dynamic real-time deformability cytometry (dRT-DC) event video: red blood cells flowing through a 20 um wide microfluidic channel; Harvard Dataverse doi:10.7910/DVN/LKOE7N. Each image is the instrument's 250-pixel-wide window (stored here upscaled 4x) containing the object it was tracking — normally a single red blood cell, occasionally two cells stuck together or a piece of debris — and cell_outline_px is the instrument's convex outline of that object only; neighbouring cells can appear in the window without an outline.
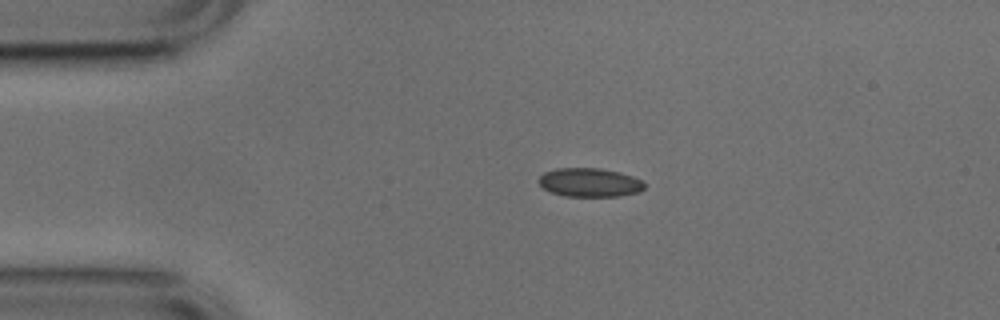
{"species": "common noctule bat (a hibernating species)", "species_latin": "Nyctalus noctula", "temperature_condition": "cold", "stored_images_in_passage": 43, "camera_frame_rate_fps": 3000, "um_per_image_px": 0.085, "animal": {"sex": "male", "body_mass_g": 17.9, "forearm_length_mm": 54.2}, "frame": {"image": 1, "passage_image": 1, "time_ms": 0.0, "image_size_px": [1000, 320], "cell_outline_px": [[644, 188], [640, 192], [620, 196], [564, 196], [552, 192], [544, 188], [536, 180], [544, 172], [556, 168], [600, 168], [620, 172], [644, 180]], "centroid_in_image_um": [50.14, 15.5], "position_along_channel_um": 34.9, "area_um2": 17.86}}
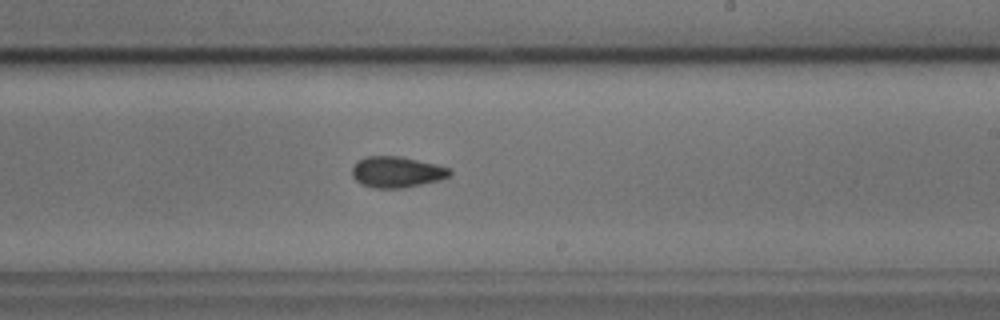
{"frame": {"image": 2, "passage_image": 21, "time_ms": 6.667, "image_size_px": [1000, 320], "cell_outline_px": [[452, 172], [448, 176], [436, 180], [420, 184], [400, 188], [372, 188], [360, 184], [352, 176], [352, 168], [356, 160], [364, 156], [400, 156], [436, 164], [452, 168]], "centroid_in_image_um": [33.67, 14.6], "position_along_channel_um": 255.3, "area_um2": 17.69}}
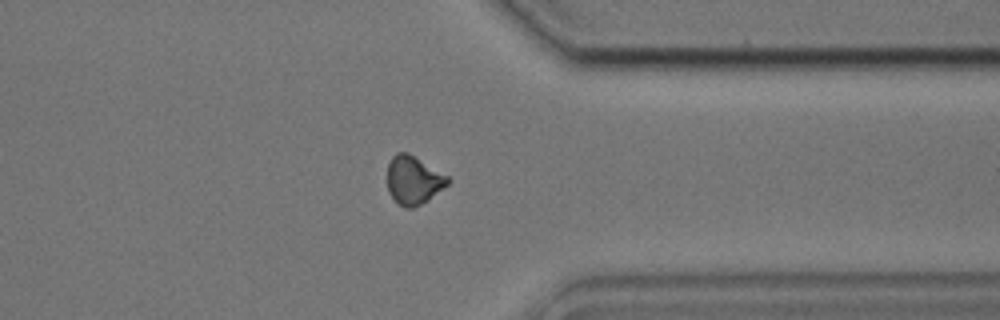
{"frame": {"image": 3, "passage_image": 31, "time_ms": 10.0, "image_size_px": [1000, 320], "cell_outline_px": [[452, 180], [448, 184], [428, 200], [412, 208], [404, 208], [388, 192], [388, 164], [392, 156], [396, 152], [408, 152], [448, 176]], "centroid_in_image_um": [35.15, 15.29], "position_along_channel_um": 376.2, "area_um2": 16.94}, "authors_computed_cell_mechanics": {"area_um2": 17.629, "velocity_mm_per_s": 3.8005, "shape_relaxation_time_tau1_ms": 9.3686, "shape_relaxation_time_tau2_ms": 2.5424, "deformation_change_tau1": 0.1238, "deformation_change_tau2": 0.0549}}